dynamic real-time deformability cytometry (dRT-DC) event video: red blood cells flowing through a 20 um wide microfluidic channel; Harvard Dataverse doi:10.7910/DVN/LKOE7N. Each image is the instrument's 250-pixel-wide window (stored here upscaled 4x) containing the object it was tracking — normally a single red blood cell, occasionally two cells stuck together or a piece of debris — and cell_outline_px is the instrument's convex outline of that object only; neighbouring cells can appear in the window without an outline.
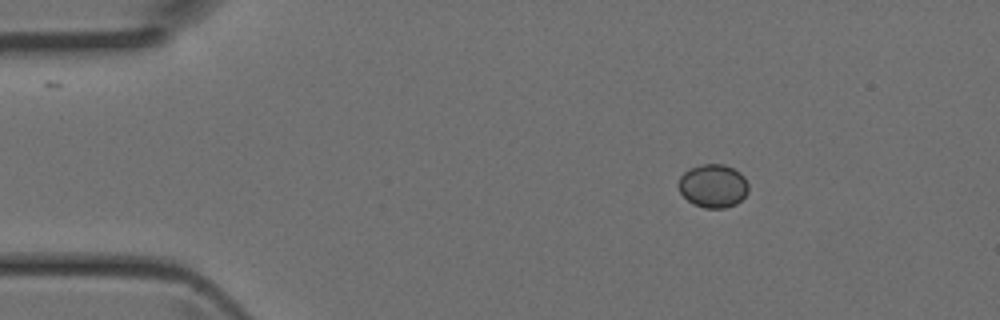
{"species": "Egyptian fruit bat (a non-hibernating species)", "species_latin": "Rousettus aegyptiacus", "temperature_condition": "room temperature", "stored_images_in_passage": 5, "segment_of_instrument_passage": [1, 2], "camera_frame_rate_fps": 3000, "um_per_image_px": 0.085, "animal": {"sex": "female"}, "frame": {"image": 1, "passage_image": 1, "time_ms": 0.0, "image_size_px": [1000, 320], "cell_outline_px": [[748, 192], [736, 204], [724, 208], [704, 208], [692, 204], [680, 192], [680, 176], [688, 168], [700, 164], [724, 164], [740, 172], [744, 176], [748, 184]], "centroid_in_image_um": [60.62, 15.79], "position_along_channel_um": 24.4, "area_um2": 17.69}}